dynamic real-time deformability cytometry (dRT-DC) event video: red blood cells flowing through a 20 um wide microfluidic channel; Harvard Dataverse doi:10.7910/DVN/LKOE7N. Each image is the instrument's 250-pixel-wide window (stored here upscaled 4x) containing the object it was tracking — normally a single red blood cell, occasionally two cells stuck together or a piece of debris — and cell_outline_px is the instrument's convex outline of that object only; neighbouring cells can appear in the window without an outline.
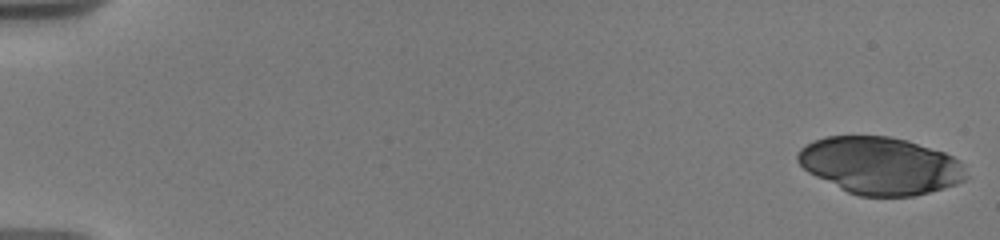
{"species": "human", "species_latin": "Homo sapiens", "temperature_condition": "warm", "stored_images_in_passage": 117, "camera_frame_rate_fps": 3000, "um_per_image_px": 0.085, "donor": {"sex": "male"}, "frame": {"image": 1, "passage_image": 1, "time_ms": 0.0, "image_size_px": [1000, 240], "cell_outline_px": [[968, 176], [964, 180], [956, 184], [944, 188], [912, 196], [860, 196], [848, 192], [808, 172], [796, 160], [796, 152], [800, 148], [812, 140], [824, 136], [888, 136], [908, 140], [944, 152], [960, 160]], "centroid_in_image_um": [74.81, 14.06], "position_along_channel_um": 10.2, "area_um2": 56.3}}
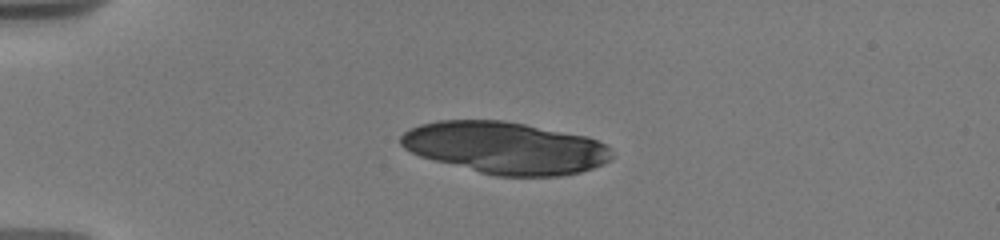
{"frame": {"image": 2, "passage_image": 40, "time_ms": 4.333, "image_size_px": [1000, 240], "cell_outline_px": [[612, 160], [604, 164], [580, 172], [560, 176], [496, 176], [480, 172], [420, 156], [404, 148], [400, 144], [400, 136], [408, 128], [420, 124], [436, 120], [504, 120], [588, 136], [612, 148]], "centroid_in_image_um": [42.97, 12.55], "position_along_channel_um": 42.0, "area_um2": 64.1}}
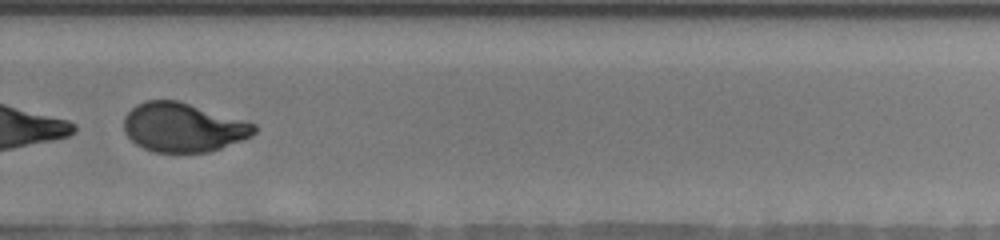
{"frame": {"image": 3, "passage_image": 105, "time_ms": 13.0, "image_size_px": [1000, 240], "cell_outline_px": [[256, 132], [252, 136], [220, 148], [208, 152], [156, 152], [144, 148], [136, 144], [124, 132], [124, 116], [136, 104], [144, 100], [180, 100], [256, 124]], "centroid_in_image_um": [15.55, 10.81], "position_along_channel_um": 314.2, "area_um2": 37.28}}